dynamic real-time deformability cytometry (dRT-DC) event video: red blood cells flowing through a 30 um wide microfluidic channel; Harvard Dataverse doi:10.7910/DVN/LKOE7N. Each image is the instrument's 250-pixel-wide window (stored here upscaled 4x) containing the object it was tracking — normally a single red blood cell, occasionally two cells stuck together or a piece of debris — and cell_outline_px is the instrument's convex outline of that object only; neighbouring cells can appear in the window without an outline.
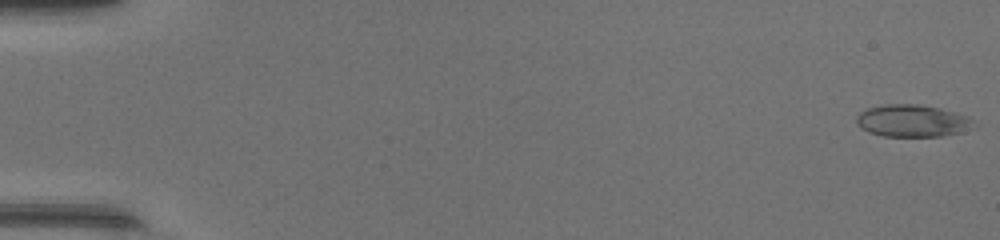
{"species": "common noctule bat (a hibernating species)", "species_latin": "Nyctalus noctula", "temperature_condition": "warm", "stored_images_in_passage": 49, "camera_frame_rate_fps": 3000, "um_per_image_px": 0.085, "animal": {"sex": "female", "body_mass_g": 17.0, "forearm_length_mm": 48.0}, "frame": {"image": 1, "passage_image": 1, "time_ms": 0.0, "image_size_px": [1000, 240], "cell_outline_px": [[976, 128], [964, 132], [940, 136], [884, 136], [868, 132], [860, 128], [856, 124], [856, 116], [860, 112], [868, 108], [884, 104], [916, 104], [940, 108], [956, 112], [968, 116], [976, 124]], "centroid_in_image_um": [77.58, 10.27], "position_along_channel_um": 7.4, "area_um2": 22.31}}
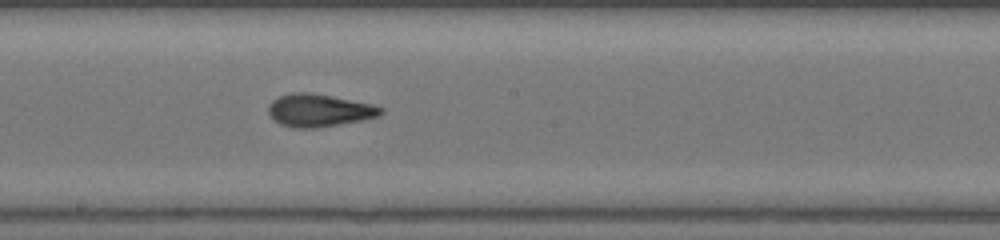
{"frame": {"image": 2, "passage_image": 28, "time_ms": 9.0, "image_size_px": [1000, 240], "cell_outline_px": [[384, 112], [380, 116], [364, 120], [316, 128], [296, 128], [280, 124], [268, 112], [268, 104], [272, 100], [280, 96], [292, 92], [308, 92], [332, 96], [372, 104], [384, 108]], "centroid_in_image_um": [27.15, 9.38], "position_along_channel_um": 221.0, "area_um2": 21.44}}
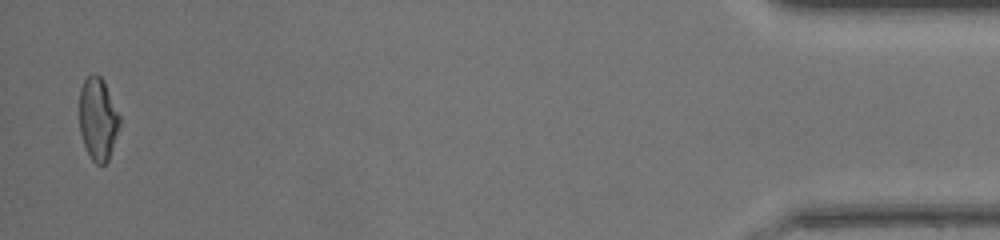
{"frame": {"image": 3, "passage_image": 48, "time_ms": 15.667, "image_size_px": [1000, 240], "cell_outline_px": [[120, 124], [108, 160], [104, 164], [96, 164], [92, 160], [84, 144], [80, 132], [80, 88], [84, 80], [92, 72], [96, 72], [104, 80], [120, 116]], "centroid_in_image_um": [8.32, 10.06], "position_along_channel_um": 426.9, "area_um2": 19.31}, "authors_computed_cell_mechanics": {"area_um2": 20.7502, "velocity_mm_per_s": 4.3742, "shape_relaxation_time_tau1_ms": 8.9867, "shape_relaxation_time_tau2_ms": 1.6035, "deformation_change_tau1": 0.2855, "deformation_change_tau2": 0.0761}}